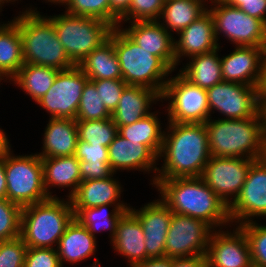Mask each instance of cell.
<instances>
[{
  "mask_svg": "<svg viewBox=\"0 0 266 267\" xmlns=\"http://www.w3.org/2000/svg\"><path fill=\"white\" fill-rule=\"evenodd\" d=\"M160 20L134 21L129 27L122 30L140 48L149 51L150 54L160 57L173 71L176 68L174 55L173 34L168 32Z\"/></svg>",
  "mask_w": 266,
  "mask_h": 267,
  "instance_id": "obj_19",
  "label": "cell"
},
{
  "mask_svg": "<svg viewBox=\"0 0 266 267\" xmlns=\"http://www.w3.org/2000/svg\"><path fill=\"white\" fill-rule=\"evenodd\" d=\"M213 228L201 219L173 213L167 231L165 256L205 255Z\"/></svg>",
  "mask_w": 266,
  "mask_h": 267,
  "instance_id": "obj_11",
  "label": "cell"
},
{
  "mask_svg": "<svg viewBox=\"0 0 266 267\" xmlns=\"http://www.w3.org/2000/svg\"><path fill=\"white\" fill-rule=\"evenodd\" d=\"M172 258L167 256L152 257L145 259L142 262L134 264L132 267H171Z\"/></svg>",
  "mask_w": 266,
  "mask_h": 267,
  "instance_id": "obj_49",
  "label": "cell"
},
{
  "mask_svg": "<svg viewBox=\"0 0 266 267\" xmlns=\"http://www.w3.org/2000/svg\"><path fill=\"white\" fill-rule=\"evenodd\" d=\"M132 0H110L111 25L119 26V19L128 11Z\"/></svg>",
  "mask_w": 266,
  "mask_h": 267,
  "instance_id": "obj_47",
  "label": "cell"
},
{
  "mask_svg": "<svg viewBox=\"0 0 266 267\" xmlns=\"http://www.w3.org/2000/svg\"><path fill=\"white\" fill-rule=\"evenodd\" d=\"M96 242V237L76 218H73L57 244L56 251L61 266L63 267L64 262L74 264L94 255Z\"/></svg>",
  "mask_w": 266,
  "mask_h": 267,
  "instance_id": "obj_26",
  "label": "cell"
},
{
  "mask_svg": "<svg viewBox=\"0 0 266 267\" xmlns=\"http://www.w3.org/2000/svg\"><path fill=\"white\" fill-rule=\"evenodd\" d=\"M47 1V0H46ZM68 0H48V2H51V3H55V4H57V3H61L62 5H64L66 2H67Z\"/></svg>",
  "mask_w": 266,
  "mask_h": 267,
  "instance_id": "obj_54",
  "label": "cell"
},
{
  "mask_svg": "<svg viewBox=\"0 0 266 267\" xmlns=\"http://www.w3.org/2000/svg\"><path fill=\"white\" fill-rule=\"evenodd\" d=\"M139 218L131 211H125L116 225V234L112 247L123 257L128 258L129 265L146 259L145 238Z\"/></svg>",
  "mask_w": 266,
  "mask_h": 267,
  "instance_id": "obj_23",
  "label": "cell"
},
{
  "mask_svg": "<svg viewBox=\"0 0 266 267\" xmlns=\"http://www.w3.org/2000/svg\"><path fill=\"white\" fill-rule=\"evenodd\" d=\"M161 100V95L146 87L127 85L121 95L117 108L111 114L117 126L137 122L151 113V104Z\"/></svg>",
  "mask_w": 266,
  "mask_h": 267,
  "instance_id": "obj_24",
  "label": "cell"
},
{
  "mask_svg": "<svg viewBox=\"0 0 266 267\" xmlns=\"http://www.w3.org/2000/svg\"><path fill=\"white\" fill-rule=\"evenodd\" d=\"M113 207V204L101 205L92 208H83L75 216L83 226L95 237L96 232L101 230H110V239L115 237L116 225L118 220L125 211L130 210V207H113L112 212H108V207Z\"/></svg>",
  "mask_w": 266,
  "mask_h": 267,
  "instance_id": "obj_34",
  "label": "cell"
},
{
  "mask_svg": "<svg viewBox=\"0 0 266 267\" xmlns=\"http://www.w3.org/2000/svg\"><path fill=\"white\" fill-rule=\"evenodd\" d=\"M0 198H7V184L4 168V157L0 158Z\"/></svg>",
  "mask_w": 266,
  "mask_h": 267,
  "instance_id": "obj_50",
  "label": "cell"
},
{
  "mask_svg": "<svg viewBox=\"0 0 266 267\" xmlns=\"http://www.w3.org/2000/svg\"><path fill=\"white\" fill-rule=\"evenodd\" d=\"M24 267H62L56 248L28 247Z\"/></svg>",
  "mask_w": 266,
  "mask_h": 267,
  "instance_id": "obj_43",
  "label": "cell"
},
{
  "mask_svg": "<svg viewBox=\"0 0 266 267\" xmlns=\"http://www.w3.org/2000/svg\"><path fill=\"white\" fill-rule=\"evenodd\" d=\"M154 186L173 213L201 219L213 230L231 222L229 207L201 177L155 179Z\"/></svg>",
  "mask_w": 266,
  "mask_h": 267,
  "instance_id": "obj_2",
  "label": "cell"
},
{
  "mask_svg": "<svg viewBox=\"0 0 266 267\" xmlns=\"http://www.w3.org/2000/svg\"><path fill=\"white\" fill-rule=\"evenodd\" d=\"M43 165L44 186L50 198H56L49 192L50 187H71L68 199L82 182L79 160L73 156L41 158ZM49 188V189H48Z\"/></svg>",
  "mask_w": 266,
  "mask_h": 267,
  "instance_id": "obj_27",
  "label": "cell"
},
{
  "mask_svg": "<svg viewBox=\"0 0 266 267\" xmlns=\"http://www.w3.org/2000/svg\"><path fill=\"white\" fill-rule=\"evenodd\" d=\"M6 133L0 128V158L4 157L11 149Z\"/></svg>",
  "mask_w": 266,
  "mask_h": 267,
  "instance_id": "obj_52",
  "label": "cell"
},
{
  "mask_svg": "<svg viewBox=\"0 0 266 267\" xmlns=\"http://www.w3.org/2000/svg\"><path fill=\"white\" fill-rule=\"evenodd\" d=\"M165 0H132L128 11L119 19L121 22L127 21H150L159 20Z\"/></svg>",
  "mask_w": 266,
  "mask_h": 267,
  "instance_id": "obj_40",
  "label": "cell"
},
{
  "mask_svg": "<svg viewBox=\"0 0 266 267\" xmlns=\"http://www.w3.org/2000/svg\"><path fill=\"white\" fill-rule=\"evenodd\" d=\"M78 139L75 119L50 117L44 132L43 152L37 155L40 158L73 156Z\"/></svg>",
  "mask_w": 266,
  "mask_h": 267,
  "instance_id": "obj_25",
  "label": "cell"
},
{
  "mask_svg": "<svg viewBox=\"0 0 266 267\" xmlns=\"http://www.w3.org/2000/svg\"><path fill=\"white\" fill-rule=\"evenodd\" d=\"M122 187L119 181L110 177L82 181L69 198L74 216L83 208L113 204L115 207H130L120 202ZM119 200V202H118ZM126 204V205H125Z\"/></svg>",
  "mask_w": 266,
  "mask_h": 267,
  "instance_id": "obj_22",
  "label": "cell"
},
{
  "mask_svg": "<svg viewBox=\"0 0 266 267\" xmlns=\"http://www.w3.org/2000/svg\"><path fill=\"white\" fill-rule=\"evenodd\" d=\"M10 1H11V2H14V1H15V2H16V0H0V9L2 8V5H3L5 2L7 3V2H10ZM17 1H18V0H17ZM0 12H1V10H0Z\"/></svg>",
  "mask_w": 266,
  "mask_h": 267,
  "instance_id": "obj_55",
  "label": "cell"
},
{
  "mask_svg": "<svg viewBox=\"0 0 266 267\" xmlns=\"http://www.w3.org/2000/svg\"><path fill=\"white\" fill-rule=\"evenodd\" d=\"M139 218L145 238L146 259L165 256L167 231L173 212L161 200L150 202L140 210L130 207Z\"/></svg>",
  "mask_w": 266,
  "mask_h": 267,
  "instance_id": "obj_18",
  "label": "cell"
},
{
  "mask_svg": "<svg viewBox=\"0 0 266 267\" xmlns=\"http://www.w3.org/2000/svg\"><path fill=\"white\" fill-rule=\"evenodd\" d=\"M21 210L19 205L7 198H0V241L20 236Z\"/></svg>",
  "mask_w": 266,
  "mask_h": 267,
  "instance_id": "obj_39",
  "label": "cell"
},
{
  "mask_svg": "<svg viewBox=\"0 0 266 267\" xmlns=\"http://www.w3.org/2000/svg\"><path fill=\"white\" fill-rule=\"evenodd\" d=\"M88 80L78 65L59 70L53 85L37 104L49 112L51 118L75 119Z\"/></svg>",
  "mask_w": 266,
  "mask_h": 267,
  "instance_id": "obj_12",
  "label": "cell"
},
{
  "mask_svg": "<svg viewBox=\"0 0 266 267\" xmlns=\"http://www.w3.org/2000/svg\"><path fill=\"white\" fill-rule=\"evenodd\" d=\"M253 161L250 158L211 156L201 178L229 207L238 197Z\"/></svg>",
  "mask_w": 266,
  "mask_h": 267,
  "instance_id": "obj_14",
  "label": "cell"
},
{
  "mask_svg": "<svg viewBox=\"0 0 266 267\" xmlns=\"http://www.w3.org/2000/svg\"><path fill=\"white\" fill-rule=\"evenodd\" d=\"M114 48L127 85L146 87L162 95L168 81L165 77L173 70L160 57L140 48L118 26L114 27Z\"/></svg>",
  "mask_w": 266,
  "mask_h": 267,
  "instance_id": "obj_6",
  "label": "cell"
},
{
  "mask_svg": "<svg viewBox=\"0 0 266 267\" xmlns=\"http://www.w3.org/2000/svg\"><path fill=\"white\" fill-rule=\"evenodd\" d=\"M74 156L78 160L91 163H109L108 147L99 145H92L88 142L78 139L76 151Z\"/></svg>",
  "mask_w": 266,
  "mask_h": 267,
  "instance_id": "obj_44",
  "label": "cell"
},
{
  "mask_svg": "<svg viewBox=\"0 0 266 267\" xmlns=\"http://www.w3.org/2000/svg\"><path fill=\"white\" fill-rule=\"evenodd\" d=\"M23 64L22 39L18 26L13 21L0 23V76L10 81Z\"/></svg>",
  "mask_w": 266,
  "mask_h": 267,
  "instance_id": "obj_30",
  "label": "cell"
},
{
  "mask_svg": "<svg viewBox=\"0 0 266 267\" xmlns=\"http://www.w3.org/2000/svg\"><path fill=\"white\" fill-rule=\"evenodd\" d=\"M211 118L205 122L211 156L262 158L264 141L260 112L246 119Z\"/></svg>",
  "mask_w": 266,
  "mask_h": 267,
  "instance_id": "obj_3",
  "label": "cell"
},
{
  "mask_svg": "<svg viewBox=\"0 0 266 267\" xmlns=\"http://www.w3.org/2000/svg\"><path fill=\"white\" fill-rule=\"evenodd\" d=\"M27 248L20 236L0 241V267H24Z\"/></svg>",
  "mask_w": 266,
  "mask_h": 267,
  "instance_id": "obj_42",
  "label": "cell"
},
{
  "mask_svg": "<svg viewBox=\"0 0 266 267\" xmlns=\"http://www.w3.org/2000/svg\"><path fill=\"white\" fill-rule=\"evenodd\" d=\"M78 66L89 80L122 79L114 48V28L109 39L89 53Z\"/></svg>",
  "mask_w": 266,
  "mask_h": 267,
  "instance_id": "obj_28",
  "label": "cell"
},
{
  "mask_svg": "<svg viewBox=\"0 0 266 267\" xmlns=\"http://www.w3.org/2000/svg\"><path fill=\"white\" fill-rule=\"evenodd\" d=\"M238 227L245 233L252 267H266V225H260L255 221L247 222Z\"/></svg>",
  "mask_w": 266,
  "mask_h": 267,
  "instance_id": "obj_37",
  "label": "cell"
},
{
  "mask_svg": "<svg viewBox=\"0 0 266 267\" xmlns=\"http://www.w3.org/2000/svg\"><path fill=\"white\" fill-rule=\"evenodd\" d=\"M209 113L217 110L225 119H246L260 111L259 88L235 82H221L208 88Z\"/></svg>",
  "mask_w": 266,
  "mask_h": 267,
  "instance_id": "obj_13",
  "label": "cell"
},
{
  "mask_svg": "<svg viewBox=\"0 0 266 267\" xmlns=\"http://www.w3.org/2000/svg\"><path fill=\"white\" fill-rule=\"evenodd\" d=\"M79 164L82 181L102 179L115 174L111 170L109 163H91L79 160Z\"/></svg>",
  "mask_w": 266,
  "mask_h": 267,
  "instance_id": "obj_46",
  "label": "cell"
},
{
  "mask_svg": "<svg viewBox=\"0 0 266 267\" xmlns=\"http://www.w3.org/2000/svg\"><path fill=\"white\" fill-rule=\"evenodd\" d=\"M4 156L7 199L21 208L48 200L44 186L43 165L36 154Z\"/></svg>",
  "mask_w": 266,
  "mask_h": 267,
  "instance_id": "obj_8",
  "label": "cell"
},
{
  "mask_svg": "<svg viewBox=\"0 0 266 267\" xmlns=\"http://www.w3.org/2000/svg\"><path fill=\"white\" fill-rule=\"evenodd\" d=\"M64 5L67 14L92 17L111 25L110 0H68Z\"/></svg>",
  "mask_w": 266,
  "mask_h": 267,
  "instance_id": "obj_38",
  "label": "cell"
},
{
  "mask_svg": "<svg viewBox=\"0 0 266 267\" xmlns=\"http://www.w3.org/2000/svg\"><path fill=\"white\" fill-rule=\"evenodd\" d=\"M58 71L52 67L24 63L11 81L37 103L53 85Z\"/></svg>",
  "mask_w": 266,
  "mask_h": 267,
  "instance_id": "obj_32",
  "label": "cell"
},
{
  "mask_svg": "<svg viewBox=\"0 0 266 267\" xmlns=\"http://www.w3.org/2000/svg\"><path fill=\"white\" fill-rule=\"evenodd\" d=\"M265 52L266 47L236 46L233 52L221 58L223 81L259 88Z\"/></svg>",
  "mask_w": 266,
  "mask_h": 267,
  "instance_id": "obj_17",
  "label": "cell"
},
{
  "mask_svg": "<svg viewBox=\"0 0 266 267\" xmlns=\"http://www.w3.org/2000/svg\"><path fill=\"white\" fill-rule=\"evenodd\" d=\"M204 4V0H165L159 20L163 18V27L178 35L207 11Z\"/></svg>",
  "mask_w": 266,
  "mask_h": 267,
  "instance_id": "obj_31",
  "label": "cell"
},
{
  "mask_svg": "<svg viewBox=\"0 0 266 267\" xmlns=\"http://www.w3.org/2000/svg\"><path fill=\"white\" fill-rule=\"evenodd\" d=\"M260 114L262 117L263 141L266 144V100H260Z\"/></svg>",
  "mask_w": 266,
  "mask_h": 267,
  "instance_id": "obj_53",
  "label": "cell"
},
{
  "mask_svg": "<svg viewBox=\"0 0 266 267\" xmlns=\"http://www.w3.org/2000/svg\"><path fill=\"white\" fill-rule=\"evenodd\" d=\"M108 158L111 170H154L157 173L156 160L159 157L147 146L139 142L127 140L119 133L108 146ZM141 169V170H140Z\"/></svg>",
  "mask_w": 266,
  "mask_h": 267,
  "instance_id": "obj_21",
  "label": "cell"
},
{
  "mask_svg": "<svg viewBox=\"0 0 266 267\" xmlns=\"http://www.w3.org/2000/svg\"><path fill=\"white\" fill-rule=\"evenodd\" d=\"M69 59L80 62L109 39L113 26L92 17L67 14L48 16Z\"/></svg>",
  "mask_w": 266,
  "mask_h": 267,
  "instance_id": "obj_7",
  "label": "cell"
},
{
  "mask_svg": "<svg viewBox=\"0 0 266 267\" xmlns=\"http://www.w3.org/2000/svg\"><path fill=\"white\" fill-rule=\"evenodd\" d=\"M29 8L12 20L22 39L24 63L52 67L57 70L69 69L75 64L69 59L60 43L54 24L39 11Z\"/></svg>",
  "mask_w": 266,
  "mask_h": 267,
  "instance_id": "obj_4",
  "label": "cell"
},
{
  "mask_svg": "<svg viewBox=\"0 0 266 267\" xmlns=\"http://www.w3.org/2000/svg\"><path fill=\"white\" fill-rule=\"evenodd\" d=\"M205 1H206V0H205ZM209 1H211V4H212V2L219 1V0H209Z\"/></svg>",
  "mask_w": 266,
  "mask_h": 267,
  "instance_id": "obj_57",
  "label": "cell"
},
{
  "mask_svg": "<svg viewBox=\"0 0 266 267\" xmlns=\"http://www.w3.org/2000/svg\"><path fill=\"white\" fill-rule=\"evenodd\" d=\"M73 218L68 198L67 201L59 197L49 198L25 206L21 210L20 237L27 247L55 248Z\"/></svg>",
  "mask_w": 266,
  "mask_h": 267,
  "instance_id": "obj_5",
  "label": "cell"
},
{
  "mask_svg": "<svg viewBox=\"0 0 266 267\" xmlns=\"http://www.w3.org/2000/svg\"><path fill=\"white\" fill-rule=\"evenodd\" d=\"M160 157L164 163L155 179L201 177L211 154L205 123L168 122Z\"/></svg>",
  "mask_w": 266,
  "mask_h": 267,
  "instance_id": "obj_1",
  "label": "cell"
},
{
  "mask_svg": "<svg viewBox=\"0 0 266 267\" xmlns=\"http://www.w3.org/2000/svg\"><path fill=\"white\" fill-rule=\"evenodd\" d=\"M162 99L171 100L167 106L169 122L205 123L210 118L206 89L192 84L180 72L168 79Z\"/></svg>",
  "mask_w": 266,
  "mask_h": 267,
  "instance_id": "obj_9",
  "label": "cell"
},
{
  "mask_svg": "<svg viewBox=\"0 0 266 267\" xmlns=\"http://www.w3.org/2000/svg\"><path fill=\"white\" fill-rule=\"evenodd\" d=\"M205 257L207 267H252L246 235L238 226L232 233L214 230Z\"/></svg>",
  "mask_w": 266,
  "mask_h": 267,
  "instance_id": "obj_16",
  "label": "cell"
},
{
  "mask_svg": "<svg viewBox=\"0 0 266 267\" xmlns=\"http://www.w3.org/2000/svg\"><path fill=\"white\" fill-rule=\"evenodd\" d=\"M111 118V113L101 101L95 84L88 80L83 88L75 120H102Z\"/></svg>",
  "mask_w": 266,
  "mask_h": 267,
  "instance_id": "obj_36",
  "label": "cell"
},
{
  "mask_svg": "<svg viewBox=\"0 0 266 267\" xmlns=\"http://www.w3.org/2000/svg\"><path fill=\"white\" fill-rule=\"evenodd\" d=\"M212 3L213 8L211 5L207 10L214 21L217 42L218 35L222 33L226 39L236 44L235 46L266 47V25L261 20L222 0Z\"/></svg>",
  "mask_w": 266,
  "mask_h": 267,
  "instance_id": "obj_10",
  "label": "cell"
},
{
  "mask_svg": "<svg viewBox=\"0 0 266 267\" xmlns=\"http://www.w3.org/2000/svg\"><path fill=\"white\" fill-rule=\"evenodd\" d=\"M219 50L218 48L209 53L190 57L191 61L179 70L180 73L192 84L206 90L223 82L221 58L217 53Z\"/></svg>",
  "mask_w": 266,
  "mask_h": 267,
  "instance_id": "obj_29",
  "label": "cell"
},
{
  "mask_svg": "<svg viewBox=\"0 0 266 267\" xmlns=\"http://www.w3.org/2000/svg\"><path fill=\"white\" fill-rule=\"evenodd\" d=\"M79 140L92 145L108 147L118 133L112 118L102 120H76Z\"/></svg>",
  "mask_w": 266,
  "mask_h": 267,
  "instance_id": "obj_35",
  "label": "cell"
},
{
  "mask_svg": "<svg viewBox=\"0 0 266 267\" xmlns=\"http://www.w3.org/2000/svg\"><path fill=\"white\" fill-rule=\"evenodd\" d=\"M178 34L179 40H174L176 66L183 56L190 59L194 55L220 48L215 35L214 21L208 10Z\"/></svg>",
  "mask_w": 266,
  "mask_h": 267,
  "instance_id": "obj_20",
  "label": "cell"
},
{
  "mask_svg": "<svg viewBox=\"0 0 266 267\" xmlns=\"http://www.w3.org/2000/svg\"><path fill=\"white\" fill-rule=\"evenodd\" d=\"M157 115L158 113L151 112L135 123L117 126L118 133L127 140L147 145L159 157L163 146L164 131H161L160 119Z\"/></svg>",
  "mask_w": 266,
  "mask_h": 267,
  "instance_id": "obj_33",
  "label": "cell"
},
{
  "mask_svg": "<svg viewBox=\"0 0 266 267\" xmlns=\"http://www.w3.org/2000/svg\"><path fill=\"white\" fill-rule=\"evenodd\" d=\"M237 7L247 15L261 20L266 25V0H222Z\"/></svg>",
  "mask_w": 266,
  "mask_h": 267,
  "instance_id": "obj_45",
  "label": "cell"
},
{
  "mask_svg": "<svg viewBox=\"0 0 266 267\" xmlns=\"http://www.w3.org/2000/svg\"><path fill=\"white\" fill-rule=\"evenodd\" d=\"M106 109L112 114L117 108L122 92L127 84L122 79L91 80Z\"/></svg>",
  "mask_w": 266,
  "mask_h": 267,
  "instance_id": "obj_41",
  "label": "cell"
},
{
  "mask_svg": "<svg viewBox=\"0 0 266 267\" xmlns=\"http://www.w3.org/2000/svg\"><path fill=\"white\" fill-rule=\"evenodd\" d=\"M229 216L231 223L239 225L266 216V163L262 158L252 162L238 197L229 206Z\"/></svg>",
  "mask_w": 266,
  "mask_h": 267,
  "instance_id": "obj_15",
  "label": "cell"
},
{
  "mask_svg": "<svg viewBox=\"0 0 266 267\" xmlns=\"http://www.w3.org/2000/svg\"><path fill=\"white\" fill-rule=\"evenodd\" d=\"M171 267H207L205 255L172 258Z\"/></svg>",
  "mask_w": 266,
  "mask_h": 267,
  "instance_id": "obj_48",
  "label": "cell"
},
{
  "mask_svg": "<svg viewBox=\"0 0 266 267\" xmlns=\"http://www.w3.org/2000/svg\"><path fill=\"white\" fill-rule=\"evenodd\" d=\"M260 100H266V52L263 58L262 80L259 86Z\"/></svg>",
  "mask_w": 266,
  "mask_h": 267,
  "instance_id": "obj_51",
  "label": "cell"
},
{
  "mask_svg": "<svg viewBox=\"0 0 266 267\" xmlns=\"http://www.w3.org/2000/svg\"><path fill=\"white\" fill-rule=\"evenodd\" d=\"M99 266H100L99 260L95 259V262H93L92 266L90 267H99Z\"/></svg>",
  "mask_w": 266,
  "mask_h": 267,
  "instance_id": "obj_56",
  "label": "cell"
}]
</instances>
